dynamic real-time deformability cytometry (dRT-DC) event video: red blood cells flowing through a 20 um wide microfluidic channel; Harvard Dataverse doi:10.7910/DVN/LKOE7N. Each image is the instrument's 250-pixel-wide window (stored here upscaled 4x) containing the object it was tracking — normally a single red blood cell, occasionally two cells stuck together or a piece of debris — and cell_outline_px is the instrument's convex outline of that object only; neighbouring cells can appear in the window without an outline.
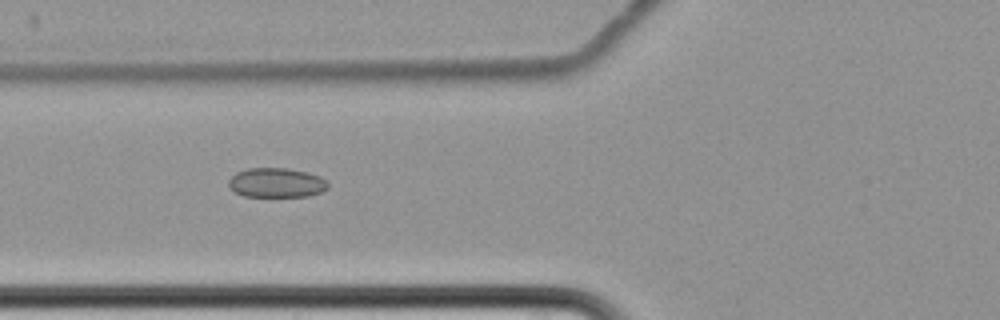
{"species": "common noctule bat (a hibernating species)", "species_latin": "Nyctalus noctula", "temperature_condition": "cold", "stored_images_in_passage": 9, "camera_frame_rate_fps": 3000, "um_per_image_px": 0.085, "animal": {"sex": "female", "body_mass_g": 22.7, "forearm_length_mm": 54.2}, "frame": {"image": 1, "passage_image": 8, "time_ms": 8.667, "image_size_px": [1000, 320], "cell_outline_px": [[328, 188], [320, 192], [308, 196], [244, 196], [236, 192], [228, 184], [228, 180], [236, 172], [248, 168], [288, 168], [308, 172], [320, 176], [328, 184]], "centroid_in_image_um": [23.5, 15.52], "position_along_channel_um": 102.3, "area_um2": 16.99}}
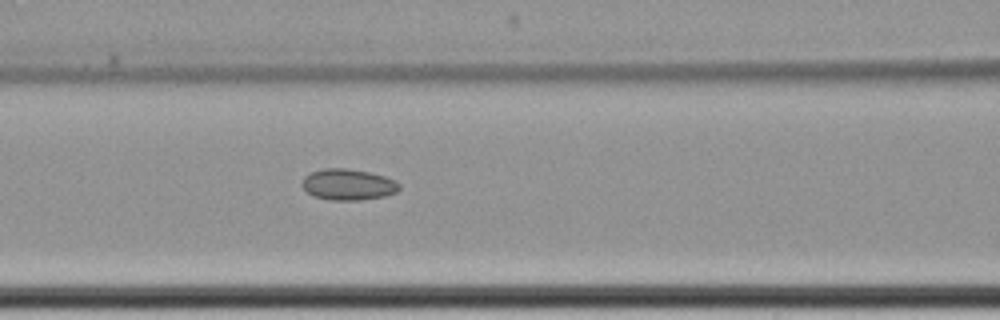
{"frame": {"image": 2, "passage_image": 9, "time_ms": 9.667, "image_size_px": [1000, 320], "cell_outline_px": [[400, 188], [396, 192], [384, 196], [360, 200], [328, 200], [316, 196], [308, 192], [300, 184], [304, 176], [312, 172], [324, 168], [348, 168], [368, 172], [384, 176], [396, 180], [400, 184]], "centroid_in_image_um": [29.59, 15.68], "position_along_channel_um": 137.0, "area_um2": 17.63}}